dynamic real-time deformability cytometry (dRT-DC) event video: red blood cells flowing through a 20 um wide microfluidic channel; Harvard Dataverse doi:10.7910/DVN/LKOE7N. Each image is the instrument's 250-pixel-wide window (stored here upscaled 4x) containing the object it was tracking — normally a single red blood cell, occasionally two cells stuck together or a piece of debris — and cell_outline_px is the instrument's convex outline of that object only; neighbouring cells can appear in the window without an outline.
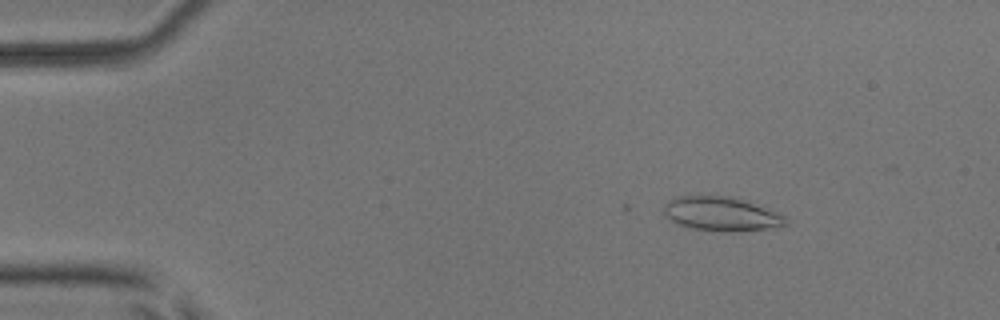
{"species": "common noctule bat (a hibernating species)", "species_latin": "Nyctalus noctula", "temperature_condition": "room temperature", "stored_images_in_passage": 6, "camera_frame_rate_fps": 3000, "um_per_image_px": 0.085, "animal": {"sex": "male", "body_mass_g": 17.9, "forearm_length_mm": 54.2}, "frame": {"image": 1, "passage_image": 1, "time_ms": 0.0, "image_size_px": [1000, 320], "cell_outline_px": [[788, 224], [776, 228], [724, 232], [692, 228], [676, 224], [664, 216], [664, 204], [668, 200], [676, 196], [732, 196], [776, 212], [784, 216], [788, 220]], "centroid_in_image_um": [61.28, 18.19], "position_along_channel_um": 23.7, "area_um2": 24.28}}